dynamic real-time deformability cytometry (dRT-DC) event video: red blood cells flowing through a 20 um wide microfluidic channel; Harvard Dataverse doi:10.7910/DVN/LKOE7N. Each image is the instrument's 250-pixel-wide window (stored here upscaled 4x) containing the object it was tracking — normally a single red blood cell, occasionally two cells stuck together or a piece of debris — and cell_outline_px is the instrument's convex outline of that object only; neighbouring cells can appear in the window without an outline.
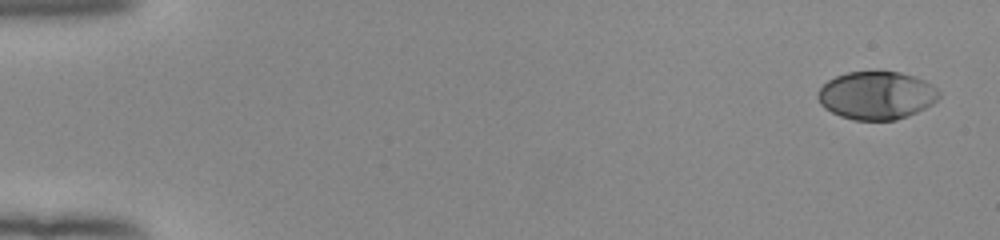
{"species": "human", "species_latin": "Homo sapiens", "temperature_condition": "room temperature", "stored_images_in_passage": 52, "camera_frame_rate_fps": 3000, "um_per_image_px": 0.085, "donor": {"sex": "female"}, "frame": {"image": 1, "passage_image": 1, "time_ms": 0.0, "image_size_px": [1000, 240], "cell_outline_px": [[940, 96], [932, 104], [908, 116], [896, 120], [852, 120], [840, 116], [824, 108], [820, 104], [816, 96], [820, 88], [828, 80], [836, 76], [848, 72], [900, 72], [924, 80], [936, 88], [940, 92]], "centroid_in_image_um": [74.48, 8.12], "position_along_channel_um": 10.5, "area_um2": 33.81}}
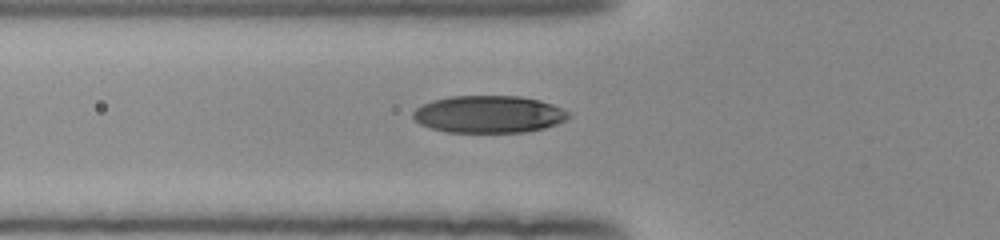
{"frame": {"image": 2, "passage_image": 19, "time_ms": 6.0, "image_size_px": [1000, 240], "cell_outline_px": [[572, 116], [556, 124], [544, 128], [524, 132], [448, 132], [432, 128], [420, 124], [412, 116], [412, 112], [416, 108], [432, 100], [448, 96], [520, 96], [540, 100], [552, 104], [568, 112]], "centroid_in_image_um": [41.54, 9.7], "position_along_channel_um": 84.3, "area_um2": 33.7}}
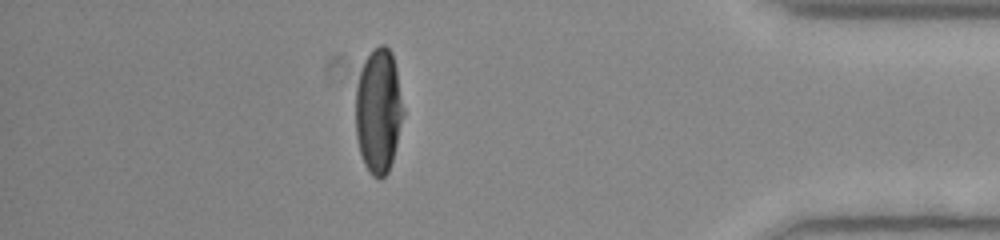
{"frame": {"image": 3, "passage_image": 46, "time_ms": 15.0, "image_size_px": [1000, 240], "cell_outline_px": [[404, 112], [392, 160], [388, 172], [380, 180], [372, 176], [368, 172], [364, 164], [360, 152], [356, 136], [356, 88], [360, 72], [364, 60], [380, 44], [384, 44], [392, 52], [396, 68]], "centroid_in_image_um": [32.16, 9.44], "position_along_channel_um": 403.0, "area_um2": 34.45}, "authors_computed_cell_mechanics": {"area_um2": 34.3621, "velocity_mm_per_s": 3.9299, "shape_relaxation_time_tau1_ms": 3.7648, "shape_relaxation_time_tau2_ms": null, "deformation_change_tau1": 0.2087, "deformation_change_tau2": null}}